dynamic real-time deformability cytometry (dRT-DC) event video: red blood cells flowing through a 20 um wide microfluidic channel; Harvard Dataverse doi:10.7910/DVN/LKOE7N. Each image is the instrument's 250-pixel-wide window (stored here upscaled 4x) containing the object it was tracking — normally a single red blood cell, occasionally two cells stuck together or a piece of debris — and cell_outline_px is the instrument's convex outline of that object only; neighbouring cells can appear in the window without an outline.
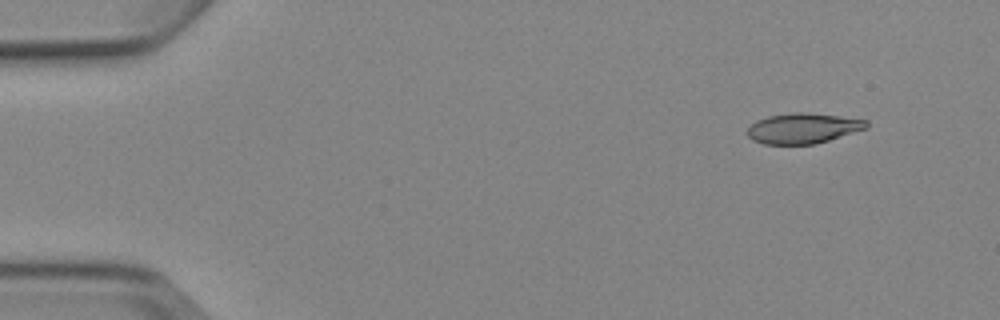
{"species": "Egyptian fruit bat (a non-hibernating species)", "species_latin": "Rousettus aegyptiacus", "temperature_condition": "cold", "stored_images_in_passage": 4, "camera_frame_rate_fps": 3000, "um_per_image_px": 0.085, "animal": {"sex": "female"}, "frame": {"image": 1, "passage_image": 1, "time_ms": 0.0, "image_size_px": [1000, 320], "cell_outline_px": [[868, 128], [816, 144], [764, 144], [752, 140], [748, 136], [748, 128], [756, 120], [768, 116], [792, 112], [808, 112], [840, 116], [868, 120]], "centroid_in_image_um": [68.27, 10.9], "position_along_channel_um": 16.7, "area_um2": 21.15}}
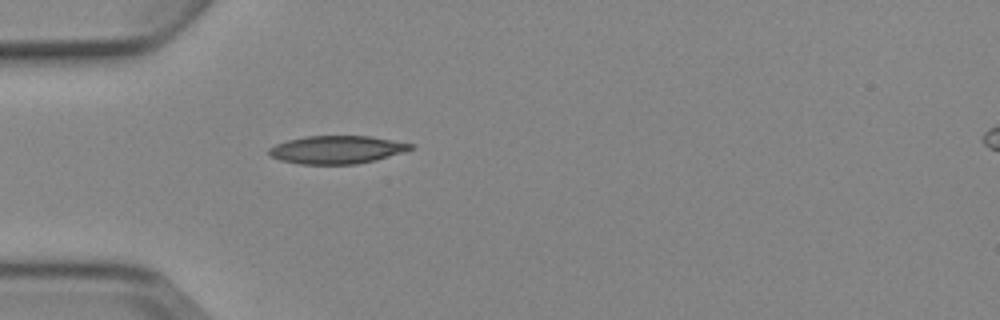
{"frame": {"image": 2, "passage_image": 4, "time_ms": 3.667, "image_size_px": [1000, 320], "cell_outline_px": [[416, 144], [412, 148], [404, 152], [376, 160], [356, 164], [300, 164], [280, 160], [272, 156], [268, 152], [268, 148], [276, 144], [288, 140], [304, 136], [372, 136]], "centroid_in_image_um": [28.66, 12.72], "position_along_channel_um": 56.3, "area_um2": 23.18}}